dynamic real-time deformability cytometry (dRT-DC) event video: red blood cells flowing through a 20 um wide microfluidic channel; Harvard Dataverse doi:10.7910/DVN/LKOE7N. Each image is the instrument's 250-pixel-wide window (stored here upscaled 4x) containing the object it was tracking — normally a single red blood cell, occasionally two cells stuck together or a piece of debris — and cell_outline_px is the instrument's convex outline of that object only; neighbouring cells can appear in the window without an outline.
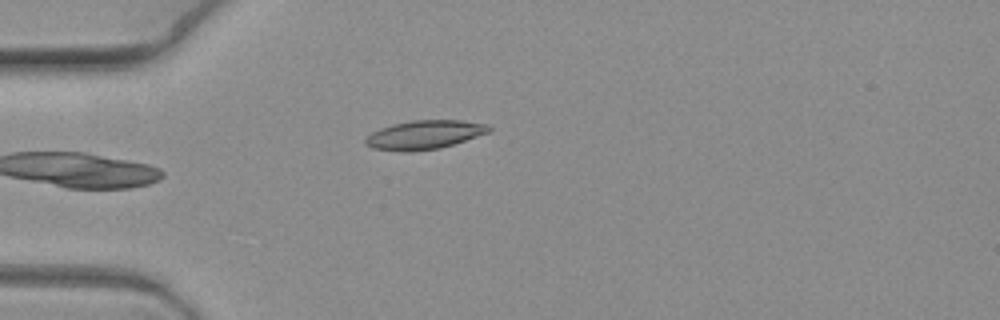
{"species": "common noctule bat (a hibernating species)", "species_latin": "Nyctalus noctula", "temperature_condition": "warm", "stored_images_in_passage": 5, "camera_frame_rate_fps": 3000, "um_per_image_px": 0.085, "animal": {"sex": "female", "body_mass_g": 19.3, "forearm_length_mm": 54.1}, "frame": {"image": 1, "passage_image": 5, "time_ms": 1.333, "image_size_px": [1000, 320], "cell_outline_px": [[492, 128], [488, 132], [440, 148], [408, 152], [400, 152], [372, 148], [364, 144], [364, 140], [372, 132], [380, 128], [392, 124], [412, 120], [460, 120], [488, 124]], "centroid_in_image_um": [36.02, 11.45], "position_along_channel_um": 49.0, "area_um2": 20.69}}